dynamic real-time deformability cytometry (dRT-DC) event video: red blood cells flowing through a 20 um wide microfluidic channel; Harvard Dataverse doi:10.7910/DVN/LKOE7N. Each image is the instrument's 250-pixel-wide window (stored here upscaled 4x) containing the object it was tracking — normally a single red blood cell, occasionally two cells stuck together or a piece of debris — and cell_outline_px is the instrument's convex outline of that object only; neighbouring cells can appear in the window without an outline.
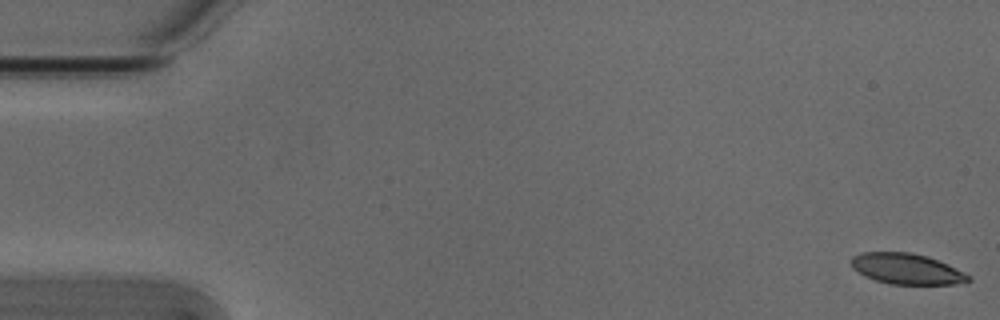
{"species": "Egyptian fruit bat (a non-hibernating species)", "species_latin": "Rousettus aegyptiacus", "temperature_condition": "cold", "stored_images_in_passage": 54, "camera_frame_rate_fps": 3000, "um_per_image_px": 0.085, "animal": {"sex": "male"}, "frame": {"image": 1, "passage_image": 1, "time_ms": 0.0, "image_size_px": [1000, 320], "cell_outline_px": [[972, 280], [964, 284], [888, 284], [864, 276], [852, 268], [852, 256], [860, 252], [912, 252], [928, 256], [948, 264], [972, 276]], "centroid_in_image_um": [77.11, 22.85], "position_along_channel_um": 7.9, "area_um2": 21.27}}
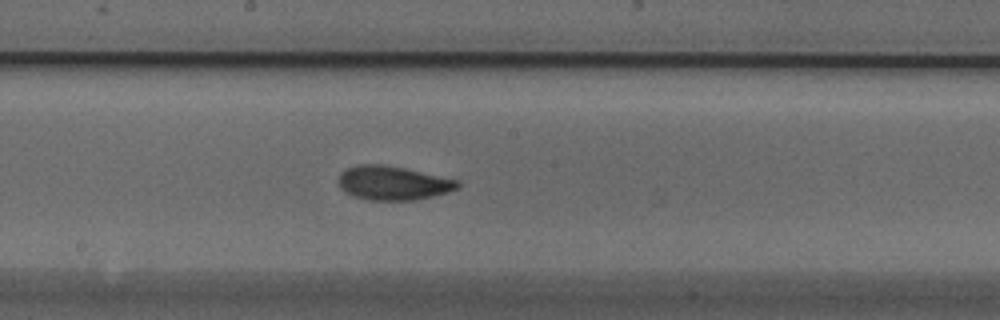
{"frame": {"image": 2, "passage_image": 29, "time_ms": 9.333, "image_size_px": [1000, 320], "cell_outline_px": [[460, 188], [448, 192], [416, 200], [368, 200], [352, 196], [344, 192], [340, 188], [336, 180], [340, 172], [356, 164], [380, 164], [404, 168], [460, 180]], "centroid_in_image_um": [33.37, 15.56], "position_along_channel_um": 214.8, "area_um2": 23.93}}
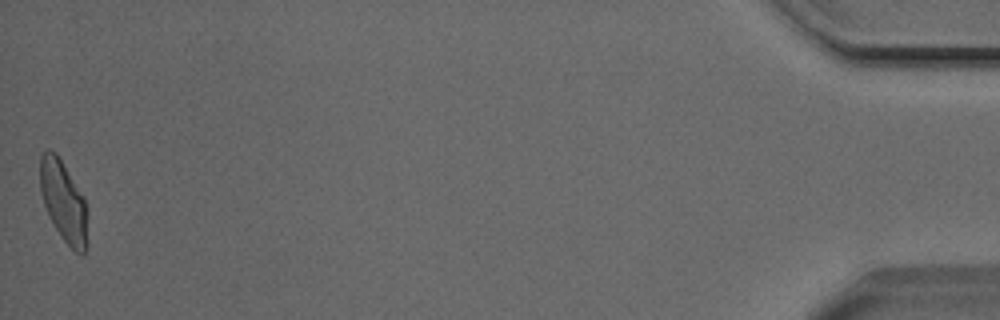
{"frame": {"image": 3, "passage_image": 54, "time_ms": 17.667, "image_size_px": [1000, 320], "cell_outline_px": [[88, 244], [84, 256], [80, 256], [60, 236], [48, 216], [40, 192], [40, 156], [48, 148], [56, 152], [84, 200], [88, 208]], "centroid_in_image_um": [5.42, 17.2], "position_along_channel_um": 429.8, "area_um2": 22.6}, "authors_computed_cell_mechanics": {"area_um2": 22.6576, "velocity_mm_per_s": 3.7905, "shape_relaxation_time_tau1_ms": 3.5608, "shape_relaxation_time_tau2_ms": 2.0006, "deformation_change_tau1": 0.1328, "deformation_change_tau2": 0.0806}}